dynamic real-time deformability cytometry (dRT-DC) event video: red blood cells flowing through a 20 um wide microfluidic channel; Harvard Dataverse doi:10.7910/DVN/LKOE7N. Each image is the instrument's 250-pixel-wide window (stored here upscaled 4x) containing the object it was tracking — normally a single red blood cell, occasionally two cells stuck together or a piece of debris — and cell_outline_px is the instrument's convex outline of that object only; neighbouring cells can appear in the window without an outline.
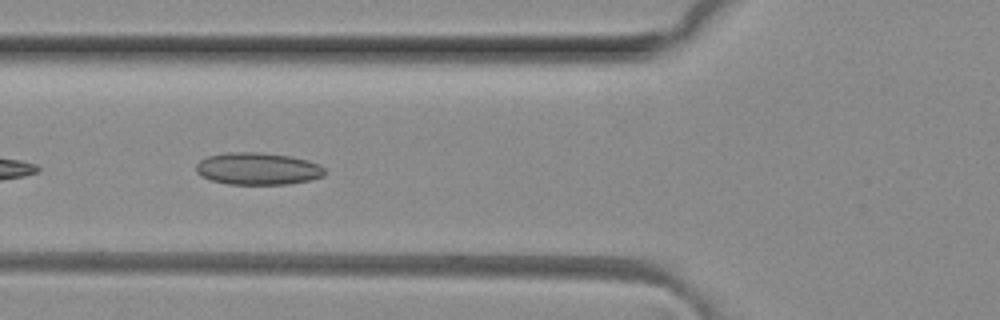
{"species": "common noctule bat (a hibernating species)", "species_latin": "Nyctalus noctula", "temperature_condition": "room temperature", "stored_images_in_passage": 7, "camera_frame_rate_fps": 3000, "um_per_image_px": 0.085, "animal": {"sex": "female", "body_mass_g": 29.2, "forearm_length_mm": 56.3}, "frame": {"image": 1, "passage_image": 6, "time_ms": 1.667, "image_size_px": [1000, 320], "cell_outline_px": [[324, 176], [312, 180], [288, 184], [228, 184], [212, 180], [200, 176], [196, 172], [196, 164], [200, 160], [208, 156], [224, 152], [260, 152], [292, 156], [308, 160], [320, 164], [324, 168]], "centroid_in_image_um": [21.92, 14.33], "position_along_channel_um": 103.9, "area_um2": 24.39}}
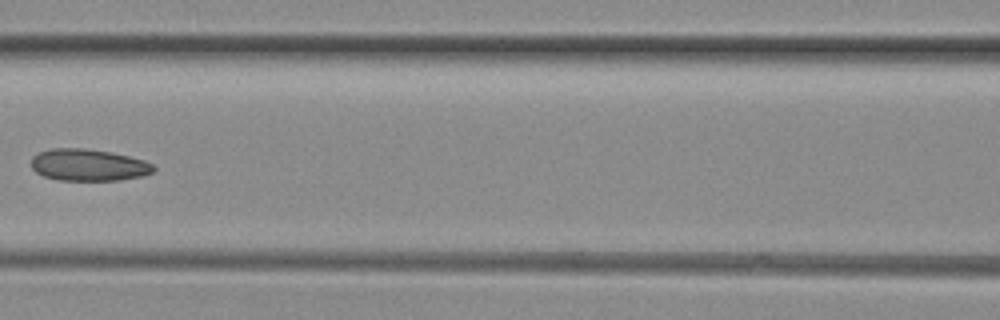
{"frame": {"image": 2, "passage_image": 7, "time_ms": 2.0, "image_size_px": [1000, 320], "cell_outline_px": [[156, 168], [152, 172], [140, 176], [120, 180], [56, 180], [44, 176], [36, 172], [32, 168], [32, 156], [36, 152], [52, 148], [80, 148], [112, 152], [144, 160], [152, 164]], "centroid_in_image_um": [7.48, 14.02], "position_along_channel_um": 159.1, "area_um2": 22.72}}